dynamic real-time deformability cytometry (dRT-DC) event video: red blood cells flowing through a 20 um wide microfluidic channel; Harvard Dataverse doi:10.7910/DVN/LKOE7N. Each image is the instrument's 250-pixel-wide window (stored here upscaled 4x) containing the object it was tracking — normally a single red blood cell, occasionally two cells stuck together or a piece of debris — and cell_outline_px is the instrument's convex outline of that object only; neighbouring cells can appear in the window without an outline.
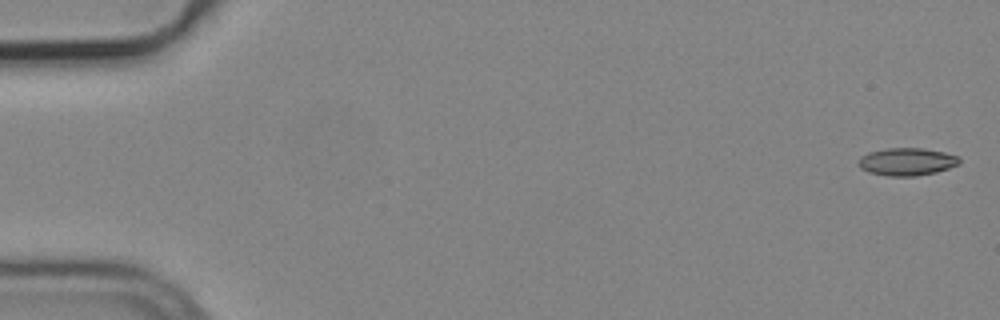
{"species": "common noctule bat (a hibernating species)", "species_latin": "Nyctalus noctula", "temperature_condition": "cold", "stored_images_in_passage": 6, "camera_frame_rate_fps": 3000, "um_per_image_px": 0.085, "animal": {"sex": "male", "body_mass_g": 19.2, "forearm_length_mm": 51.8}, "frame": {"image": 1, "passage_image": 1, "time_ms": 0.0, "image_size_px": [1000, 320], "cell_outline_px": [[960, 164], [936, 172], [916, 176], [888, 176], [868, 172], [860, 168], [856, 164], [860, 156], [868, 152], [888, 148], [924, 148], [944, 152], [960, 156]], "centroid_in_image_um": [77.07, 13.74], "position_along_channel_um": 7.9, "area_um2": 16.47}}
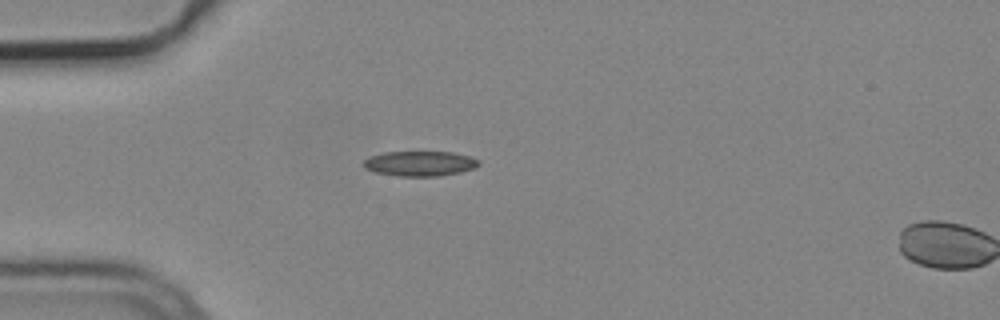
{"frame": {"image": 2, "passage_image": 5, "time_ms": 1.333, "image_size_px": [1000, 320], "cell_outline_px": [[480, 164], [472, 168], [460, 172], [440, 176], [396, 176], [376, 172], [364, 168], [360, 164], [368, 156], [384, 152], [452, 152], [468, 156], [480, 160]], "centroid_in_image_um": [35.63, 13.9], "position_along_channel_um": 49.4, "area_um2": 16.88}}